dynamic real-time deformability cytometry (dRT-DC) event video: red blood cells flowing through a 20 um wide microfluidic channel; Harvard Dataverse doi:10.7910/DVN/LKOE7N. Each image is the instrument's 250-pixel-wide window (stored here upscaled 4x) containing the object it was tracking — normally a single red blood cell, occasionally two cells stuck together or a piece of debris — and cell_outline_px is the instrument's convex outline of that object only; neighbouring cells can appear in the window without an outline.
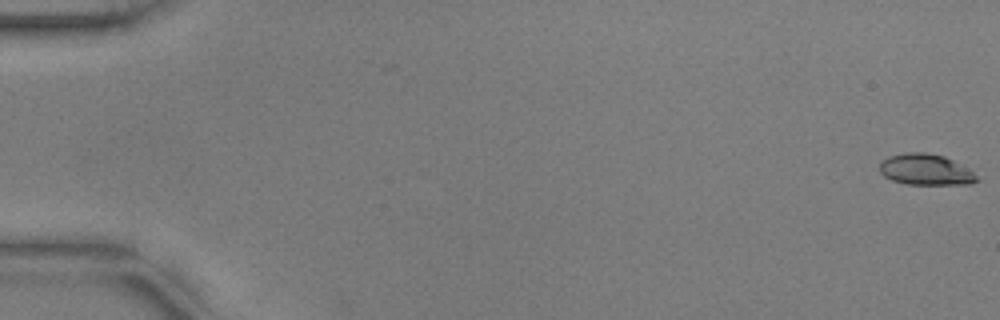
{"species": "common noctule bat (a hibernating species)", "species_latin": "Nyctalus noctula", "temperature_condition": "warm", "stored_images_in_passage": 55, "camera_frame_rate_fps": 3000, "um_per_image_px": 0.085, "animal": {"sex": "male", "body_mass_g": 17.9, "forearm_length_mm": 54.2}, "frame": {"image": 1, "passage_image": 1, "time_ms": 0.0, "image_size_px": [1000, 320], "cell_outline_px": [[976, 180], [972, 184], [908, 184], [892, 180], [884, 176], [880, 172], [880, 164], [888, 156], [904, 152], [924, 152], [944, 156], [952, 160], [972, 172], [976, 176]], "centroid_in_image_um": [78.63, 14.41], "position_along_channel_um": 6.4, "area_um2": 17.28}}
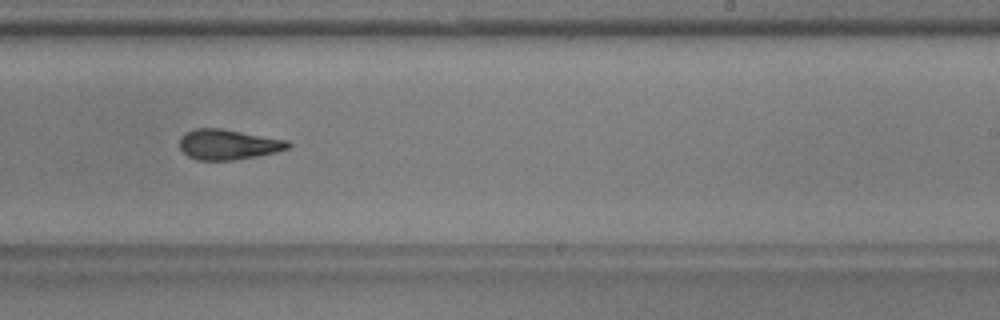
{"frame": {"image": 2, "passage_image": 35, "time_ms": 11.333, "image_size_px": [1000, 320], "cell_outline_px": [[292, 144], [288, 148], [276, 152], [256, 156], [232, 160], [196, 160], [188, 156], [180, 148], [180, 136], [184, 132], [196, 128], [220, 128], [288, 140]], "centroid_in_image_um": [19.37, 12.27], "position_along_channel_um": 269.6, "area_um2": 19.13}}
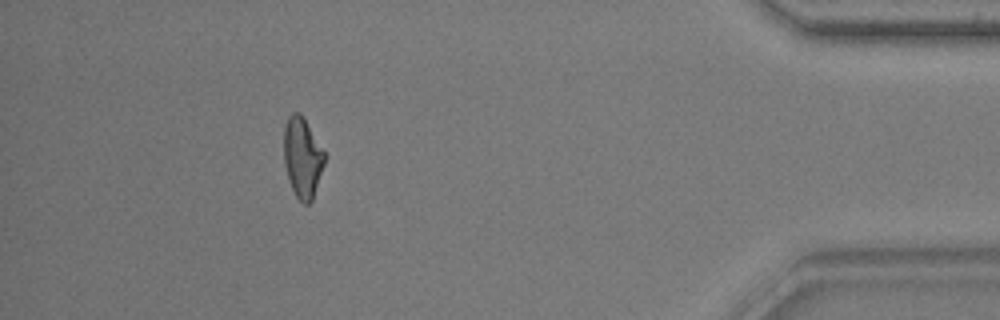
{"frame": {"image": 3, "passage_image": 50, "time_ms": 16.333, "image_size_px": [1000, 320], "cell_outline_px": [[328, 156], [312, 200], [308, 204], [304, 204], [296, 196], [288, 180], [284, 164], [284, 124], [288, 116], [292, 112], [300, 112], [304, 116]], "centroid_in_image_um": [25.73, 13.34], "position_along_channel_um": 409.5, "area_um2": 19.59}, "authors_computed_cell_mechanics": {"area_um2": 19.2474, "velocity_mm_per_s": 3.7721, "shape_relaxation_time_tau1_ms": 5.1302, "shape_relaxation_time_tau2_ms": 2.9386, "deformation_change_tau1": 0.1858, "deformation_change_tau2": 0.1213}}